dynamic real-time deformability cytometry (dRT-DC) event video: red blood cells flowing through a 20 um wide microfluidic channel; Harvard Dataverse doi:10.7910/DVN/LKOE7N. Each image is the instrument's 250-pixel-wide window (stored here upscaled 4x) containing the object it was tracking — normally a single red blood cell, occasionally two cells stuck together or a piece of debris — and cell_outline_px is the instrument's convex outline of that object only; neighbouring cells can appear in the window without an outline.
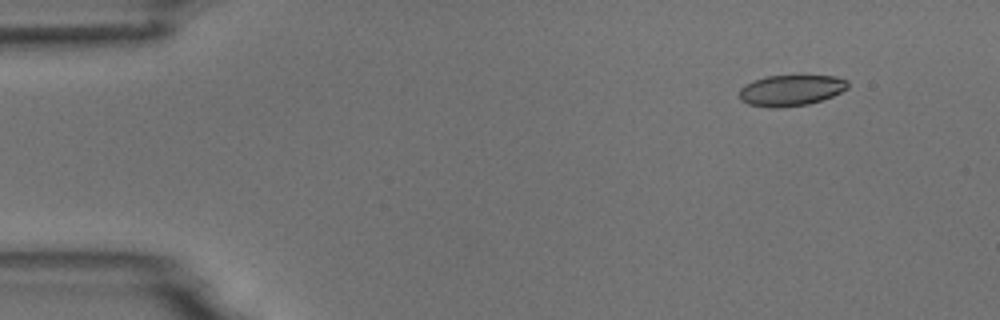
{"species": "common noctule bat (a hibernating species)", "species_latin": "Nyctalus noctula", "temperature_condition": "room temperature", "stored_images_in_passage": 5, "camera_frame_rate_fps": 3000, "um_per_image_px": 0.085, "animal": {"sex": "male", "body_mass_g": 18.8}, "frame": {"image": 1, "passage_image": 1, "time_ms": 0.0, "image_size_px": [1000, 320], "cell_outline_px": [[848, 88], [832, 96], [808, 104], [776, 108], [768, 108], [748, 104], [740, 100], [740, 88], [744, 84], [768, 76], [836, 76], [848, 80]], "centroid_in_image_um": [67.22, 7.68], "position_along_channel_um": 17.8, "area_um2": 19.48}}
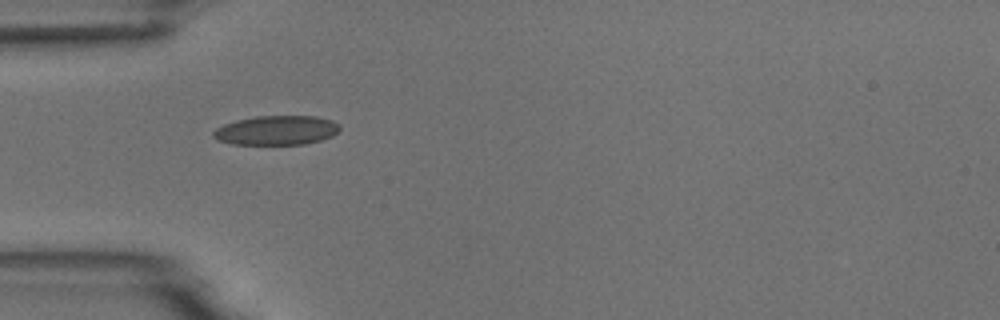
{"frame": {"image": 2, "passage_image": 4, "time_ms": 3.667, "image_size_px": [1000, 320], "cell_outline_px": [[340, 128], [332, 136], [320, 140], [304, 144], [232, 144], [216, 140], [212, 136], [212, 132], [216, 128], [224, 124], [236, 120], [256, 116], [316, 116], [332, 120], [340, 124]], "centroid_in_image_um": [23.48, 11.07], "position_along_channel_um": 61.5, "area_um2": 21.68}}